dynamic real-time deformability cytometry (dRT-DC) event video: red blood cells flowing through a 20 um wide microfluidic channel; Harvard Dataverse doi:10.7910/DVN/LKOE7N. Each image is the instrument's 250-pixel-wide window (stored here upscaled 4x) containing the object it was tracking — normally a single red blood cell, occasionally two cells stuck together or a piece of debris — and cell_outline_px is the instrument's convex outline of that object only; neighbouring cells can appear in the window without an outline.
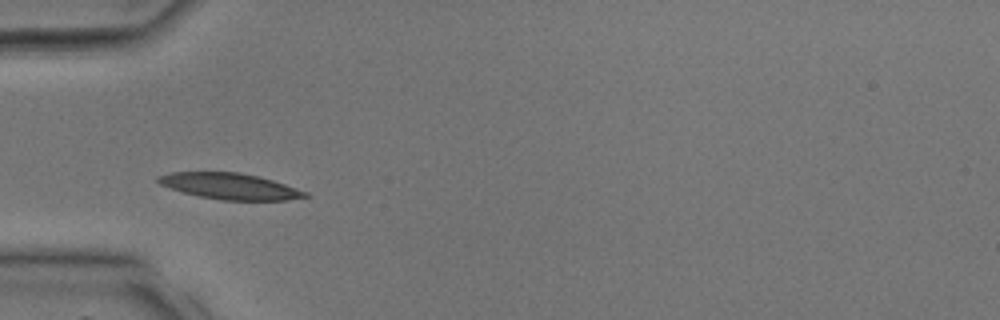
{"species": "common noctule bat (a hibernating species)", "species_latin": "Nyctalus noctula", "temperature_condition": "room temperature", "stored_images_in_passage": 29, "camera_frame_rate_fps": 3000, "um_per_image_px": 0.085, "animal": {"sex": "male", "body_mass_g": 17.9, "forearm_length_mm": 54.2}, "frame": {"image": 1, "passage_image": 9, "time_ms": 2.667, "image_size_px": [1000, 320], "cell_outline_px": [[312, 196], [284, 200], [220, 200], [200, 196], [184, 192], [160, 184], [156, 180], [156, 176], [172, 172], [240, 172], [260, 176], [308, 192]], "centroid_in_image_um": [19.56, 15.82], "position_along_channel_um": 65.4, "area_um2": 22.25}}